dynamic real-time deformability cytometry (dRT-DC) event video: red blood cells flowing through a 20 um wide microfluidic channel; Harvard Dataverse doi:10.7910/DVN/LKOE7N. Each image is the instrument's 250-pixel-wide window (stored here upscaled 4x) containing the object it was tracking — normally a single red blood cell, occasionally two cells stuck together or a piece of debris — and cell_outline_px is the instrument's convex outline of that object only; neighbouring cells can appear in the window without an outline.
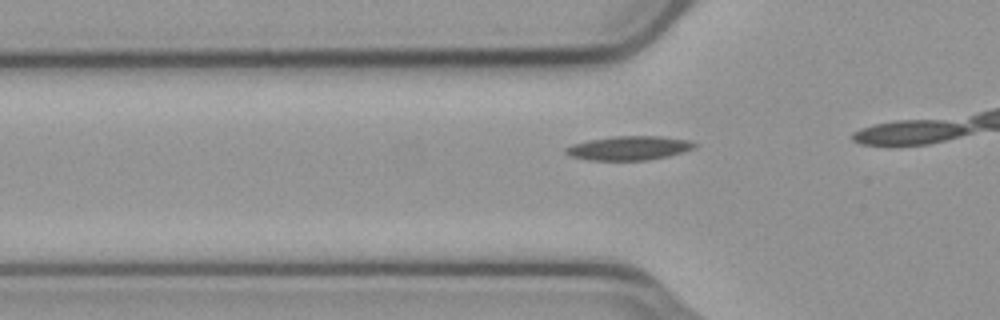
{"species": "common noctule bat (a hibernating species)", "species_latin": "Nyctalus noctula", "temperature_condition": "cold", "stored_images_in_passage": 13, "camera_frame_rate_fps": 3000, "um_per_image_px": 0.085, "animal": {"sex": "male", "body_mass_g": 23.1, "forearm_length_mm": 52.7}, "frame": {"image": 1, "passage_image": 10, "time_ms": 3.0, "image_size_px": [1000, 320], "cell_outline_px": [[700, 144], [696, 148], [668, 156], [648, 160], [588, 160], [572, 156], [564, 152], [564, 148], [572, 144], [588, 140], [612, 136], [660, 136], [692, 140]], "centroid_in_image_um": [53.52, 12.57], "position_along_channel_um": 72.3, "area_um2": 18.26}}